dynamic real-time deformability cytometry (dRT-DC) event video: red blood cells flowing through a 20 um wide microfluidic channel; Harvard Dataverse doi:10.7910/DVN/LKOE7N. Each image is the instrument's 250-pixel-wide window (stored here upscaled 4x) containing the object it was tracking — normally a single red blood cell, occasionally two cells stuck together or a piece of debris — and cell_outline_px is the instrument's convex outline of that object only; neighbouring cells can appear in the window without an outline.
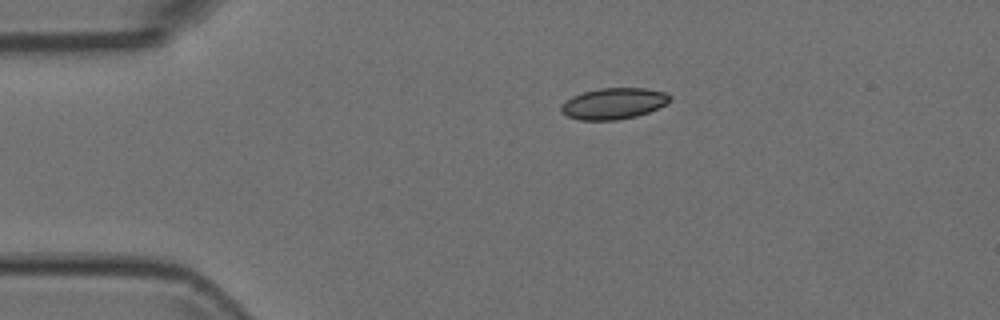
{"species": "Egyptian fruit bat (a non-hibernating species)", "species_latin": "Rousettus aegyptiacus", "temperature_condition": "room temperature", "stored_images_in_passage": 3, "camera_frame_rate_fps": 3000, "um_per_image_px": 0.085, "animal": {"sex": "female"}, "frame": {"image": 1, "passage_image": 1, "time_ms": 0.0, "image_size_px": [1000, 320], "cell_outline_px": [[672, 100], [668, 104], [648, 112], [636, 116], [616, 120], [580, 120], [568, 116], [560, 112], [560, 104], [564, 100], [572, 96], [584, 92], [600, 88], [644, 88], [668, 92], [672, 96]], "centroid_in_image_um": [52.18, 8.79], "position_along_channel_um": 32.8, "area_um2": 20.06}}
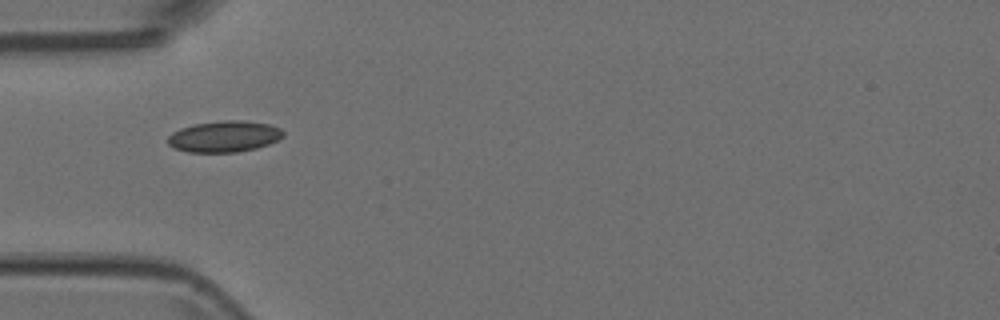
{"frame": {"image": 2, "passage_image": 3, "time_ms": 0.667, "image_size_px": [1000, 320], "cell_outline_px": [[284, 136], [268, 144], [256, 148], [236, 152], [188, 152], [172, 148], [168, 144], [168, 136], [172, 132], [180, 128], [192, 124], [224, 120], [240, 120], [268, 124], [280, 128], [284, 132]], "centroid_in_image_um": [19.02, 11.6], "position_along_channel_um": 66.0, "area_um2": 21.04}}